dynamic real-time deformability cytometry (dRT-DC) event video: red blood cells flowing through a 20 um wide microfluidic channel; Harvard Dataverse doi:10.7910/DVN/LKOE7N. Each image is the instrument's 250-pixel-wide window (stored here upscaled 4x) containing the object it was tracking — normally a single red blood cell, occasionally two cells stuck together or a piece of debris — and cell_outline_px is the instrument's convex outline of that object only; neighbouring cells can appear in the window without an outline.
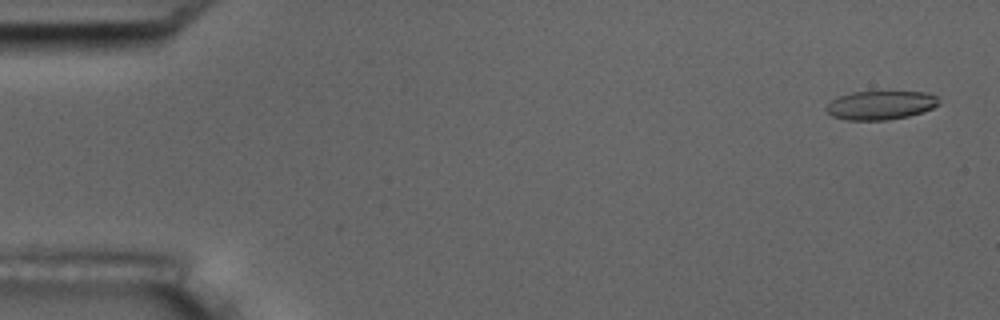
{"species": "common noctule bat (a hibernating species)", "species_latin": "Nyctalus noctula", "temperature_condition": "room temperature", "stored_images_in_passage": 4, "camera_frame_rate_fps": 3000, "um_per_image_px": 0.085, "animal": {"sex": "male", "body_mass_g": 17.5, "forearm_length_mm": 52.3}, "frame": {"image": 1, "passage_image": 1, "time_ms": 0.0, "image_size_px": [1000, 320], "cell_outline_px": [[940, 104], [932, 108], [908, 116], [888, 120], [844, 120], [832, 116], [824, 108], [832, 100], [840, 96], [852, 92], [924, 92], [936, 96]], "centroid_in_image_um": [74.82, 8.95], "position_along_channel_um": 10.2, "area_um2": 18.73}}
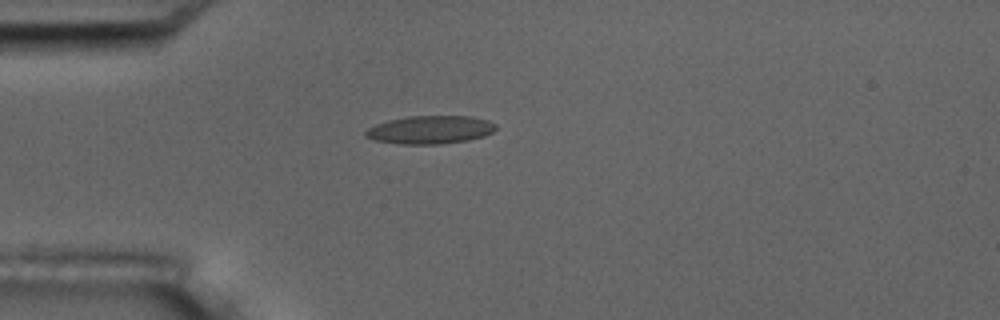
{"frame": {"image": 2, "passage_image": 4, "time_ms": 4.333, "image_size_px": [1000, 320], "cell_outline_px": [[496, 128], [492, 132], [484, 136], [468, 140], [440, 144], [400, 144], [376, 140], [364, 136], [364, 132], [368, 128], [376, 124], [388, 120], [408, 116], [472, 116], [488, 120], [496, 124]], "centroid_in_image_um": [36.57, 11.02], "position_along_channel_um": 48.4, "area_um2": 21.39}}